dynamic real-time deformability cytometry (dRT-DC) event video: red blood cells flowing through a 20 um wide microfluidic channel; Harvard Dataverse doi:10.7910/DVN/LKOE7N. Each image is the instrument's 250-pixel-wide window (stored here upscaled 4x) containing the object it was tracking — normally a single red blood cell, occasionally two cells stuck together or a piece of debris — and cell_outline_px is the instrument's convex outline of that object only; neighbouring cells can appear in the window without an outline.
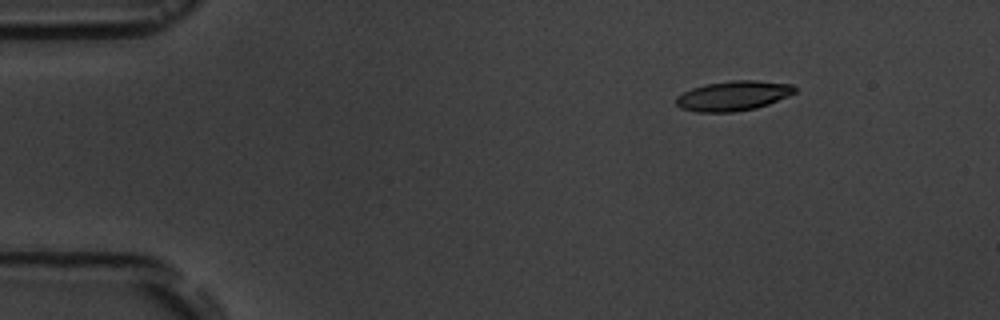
{"species": "common noctule bat (a hibernating species)", "species_latin": "Nyctalus noctula", "temperature_condition": "room temperature", "stored_images_in_passage": 5, "camera_frame_rate_fps": 3000, "um_per_image_px": 0.085, "animal": {"sex": "male", "body_mass_g": 19.5, "forearm_length_mm": 54.6}, "frame": {"image": 1, "passage_image": 1, "time_ms": 0.0, "image_size_px": [1000, 320], "cell_outline_px": [[796, 92], [788, 96], [768, 104], [756, 108], [732, 112], [696, 112], [680, 108], [676, 104], [676, 96], [692, 88], [708, 84], [732, 80], [756, 80], [792, 84], [796, 88]], "centroid_in_image_um": [62.33, 8.14], "position_along_channel_um": 22.7, "area_um2": 20.58}}
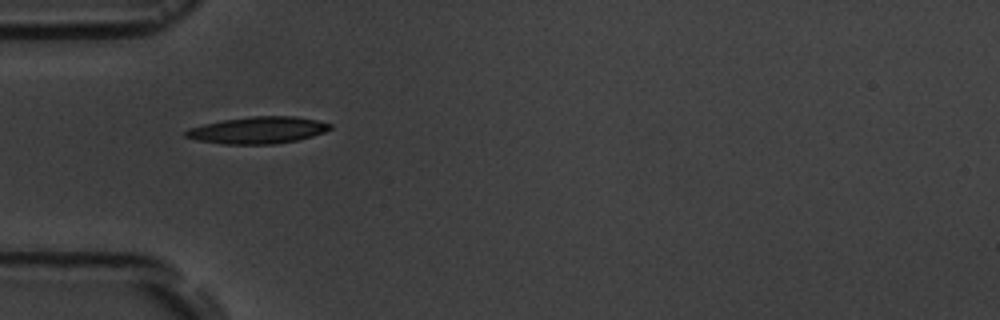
{"frame": {"image": 2, "passage_image": 4, "time_ms": 3.333, "image_size_px": [1000, 320], "cell_outline_px": [[332, 128], [324, 132], [312, 136], [296, 140], [272, 144], [224, 144], [196, 140], [184, 136], [184, 132], [188, 128], [204, 124], [224, 120], [252, 116], [292, 116], [316, 120], [332, 124]], "centroid_in_image_um": [21.9, 11.06], "position_along_channel_um": 63.1, "area_um2": 22.43}}
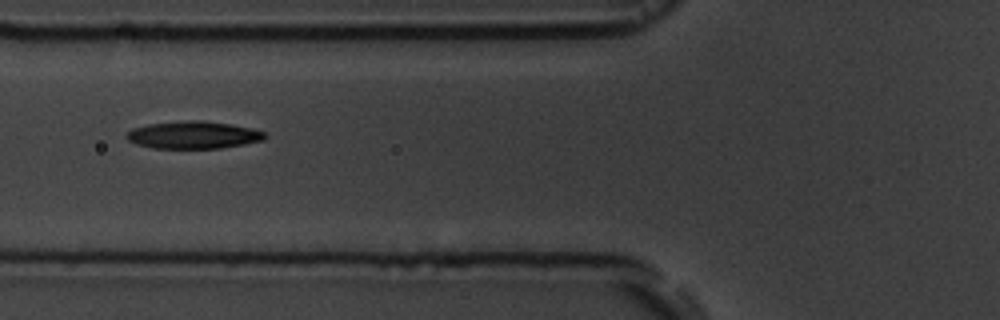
{"frame": {"image": 3, "passage_image": 5, "time_ms": 4.667, "image_size_px": [1000, 320], "cell_outline_px": [[268, 136], [264, 140], [244, 144], [220, 148], [152, 148], [136, 144], [128, 140], [124, 136], [132, 128], [148, 124], [188, 120], [200, 120], [232, 124], [252, 128], [264, 132]], "centroid_in_image_um": [16.44, 11.47], "position_along_channel_um": 109.4, "area_um2": 22.2}}